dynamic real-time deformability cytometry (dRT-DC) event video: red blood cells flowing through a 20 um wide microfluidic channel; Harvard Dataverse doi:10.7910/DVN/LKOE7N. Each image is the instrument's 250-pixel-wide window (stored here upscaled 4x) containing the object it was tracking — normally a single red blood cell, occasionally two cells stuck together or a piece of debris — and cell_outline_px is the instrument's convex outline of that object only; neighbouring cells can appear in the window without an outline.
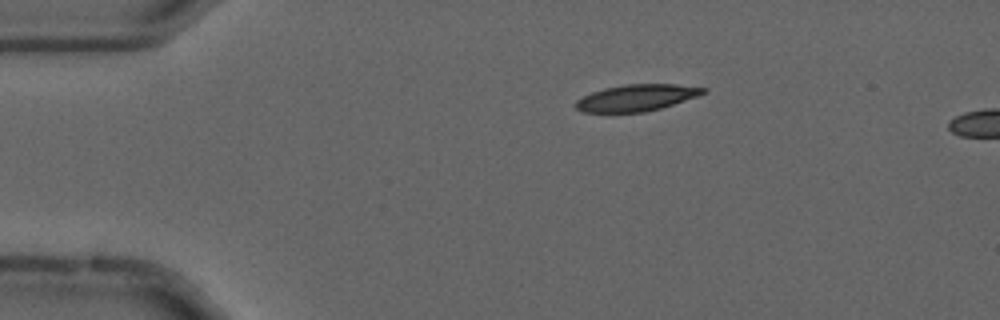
{"species": "common noctule bat (a hibernating species)", "species_latin": "Nyctalus noctula", "temperature_condition": "cold", "stored_images_in_passage": 14, "camera_frame_rate_fps": 3000, "um_per_image_px": 0.085, "animal": {"sex": "male", "forearm_length_mm": 52.5}, "frame": {"image": 1, "passage_image": 10, "time_ms": 3.0, "image_size_px": [1000, 320], "cell_outline_px": [[708, 92], [660, 108], [644, 112], [584, 112], [576, 108], [576, 100], [592, 92], [604, 88], [624, 84], [676, 84], [708, 88]], "centroid_in_image_um": [54.12, 8.3], "position_along_channel_um": 30.9, "area_um2": 19.54}}